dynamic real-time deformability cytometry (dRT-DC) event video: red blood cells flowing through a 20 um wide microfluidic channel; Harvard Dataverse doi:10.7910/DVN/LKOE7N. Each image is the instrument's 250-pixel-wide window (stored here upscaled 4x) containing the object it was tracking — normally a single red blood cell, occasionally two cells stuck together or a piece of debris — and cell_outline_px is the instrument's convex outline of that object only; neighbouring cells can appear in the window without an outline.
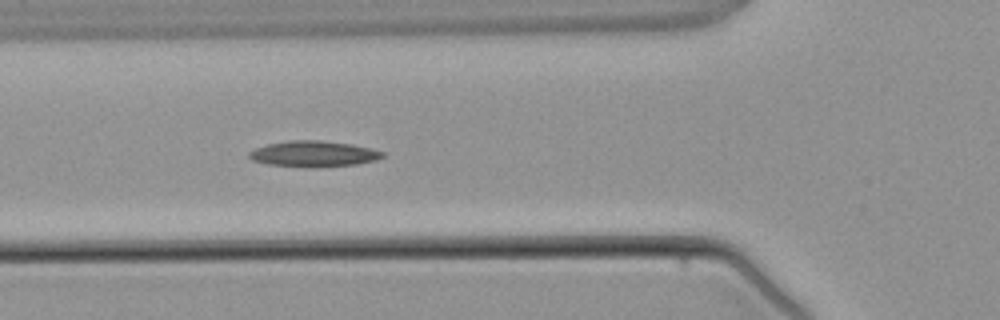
{"species": "common noctule bat (a hibernating species)", "species_latin": "Nyctalus noctula", "temperature_condition": "warm", "stored_images_in_passage": 5, "camera_frame_rate_fps": 3000, "um_per_image_px": 0.085, "animal": {"sex": "male", "body_mass_g": 21.5, "forearm_length_mm": 52.0}, "frame": {"image": 1, "passage_image": 5, "time_ms": 5.0, "image_size_px": [1000, 320], "cell_outline_px": [[384, 156], [376, 160], [356, 164], [268, 164], [252, 160], [248, 156], [248, 152], [256, 148], [268, 144], [288, 140], [320, 140], [352, 144], [384, 152]], "centroid_in_image_um": [26.64, 13.01], "position_along_channel_um": 99.2, "area_um2": 18.84}}